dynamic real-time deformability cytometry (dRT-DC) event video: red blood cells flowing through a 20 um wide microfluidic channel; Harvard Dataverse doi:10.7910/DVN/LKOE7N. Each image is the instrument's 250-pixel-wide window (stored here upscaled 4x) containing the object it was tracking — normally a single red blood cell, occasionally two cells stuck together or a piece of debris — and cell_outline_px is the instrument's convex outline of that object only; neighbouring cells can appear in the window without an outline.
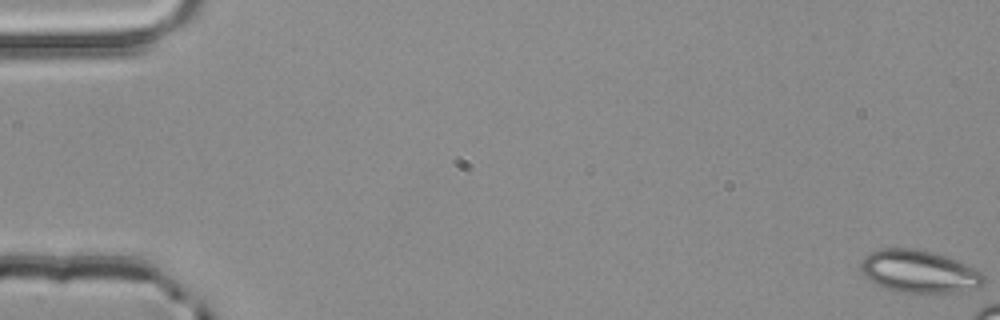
{"species": "common noctule bat (a hibernating species)", "species_latin": "Nyctalus noctula", "temperature_condition": "room temperature", "stored_images_in_passage": 4, "camera_frame_rate_fps": 3000, "um_per_image_px": 0.085, "animal": {"sex": "male", "body_mass_g": 20.4}, "frame": {"image": 1, "passage_image": 1, "time_ms": 0.0, "image_size_px": [1000, 320], "cell_outline_px": [[984, 284], [980, 288], [936, 296], [900, 292], [876, 284], [864, 276], [860, 272], [860, 264], [864, 256], [880, 248], [916, 248], [936, 252], [968, 264], [984, 272]], "centroid_in_image_um": [78.19, 23.11], "position_along_channel_um": 6.8, "area_um2": 31.79}}